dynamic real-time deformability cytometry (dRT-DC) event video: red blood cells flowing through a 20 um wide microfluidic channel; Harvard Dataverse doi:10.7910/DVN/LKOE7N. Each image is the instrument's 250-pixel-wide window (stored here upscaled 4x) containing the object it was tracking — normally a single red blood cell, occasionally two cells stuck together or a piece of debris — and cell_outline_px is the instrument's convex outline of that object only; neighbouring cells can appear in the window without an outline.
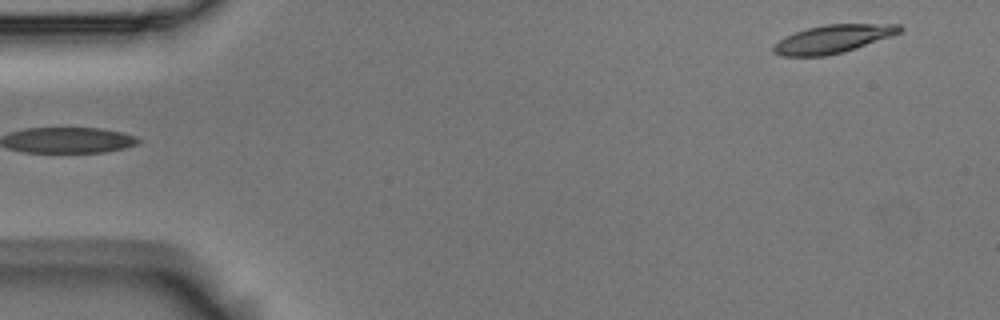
{"species": "Egyptian fruit bat (a non-hibernating species)", "species_latin": "Rousettus aegyptiacus", "temperature_condition": "room temperature", "stored_images_in_passage": 5, "segment_of_instrument_passage": [2, 2], "camera_frame_rate_fps": 3000, "um_per_image_px": 0.085, "animal": {"sex": "male"}, "frame": {"image": 1, "passage_image": 5, "time_ms": 1.333, "image_size_px": [1000, 320], "cell_outline_px": [[904, 28], [900, 32], [840, 52], [824, 56], [780, 56], [772, 52], [772, 48], [780, 40], [796, 32], [808, 28], [824, 24], [900, 24]], "centroid_in_image_um": [70.75, 3.3], "position_along_channel_um": 14.3, "area_um2": 20.0}}